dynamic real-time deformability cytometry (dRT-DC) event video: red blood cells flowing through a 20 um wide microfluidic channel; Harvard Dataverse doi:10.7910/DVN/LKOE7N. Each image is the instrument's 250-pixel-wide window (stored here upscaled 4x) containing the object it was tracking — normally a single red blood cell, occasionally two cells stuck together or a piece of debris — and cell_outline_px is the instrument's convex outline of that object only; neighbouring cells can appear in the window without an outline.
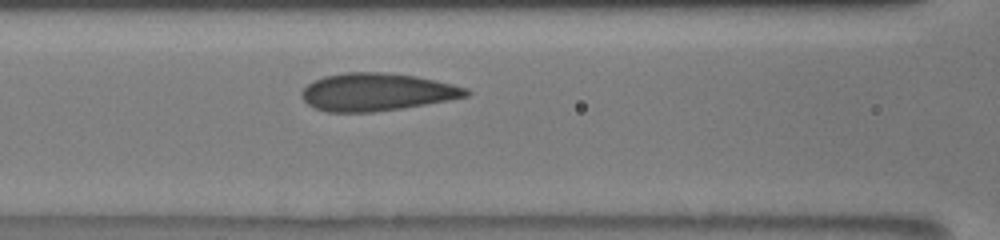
{"species": "human", "species_latin": "Homo sapiens", "temperature_condition": "room temperature", "stored_images_in_passage": 6, "camera_frame_rate_fps": 3000, "um_per_image_px": 0.085, "donor": {"sex": "male"}, "frame": {"image": 1, "passage_image": 6, "time_ms": 1.667, "image_size_px": [1000, 240], "cell_outline_px": [[472, 92], [468, 96], [448, 100], [400, 108], [372, 112], [328, 112], [316, 108], [308, 104], [300, 96], [300, 92], [308, 84], [324, 76], [344, 72], [384, 72], [416, 76], [452, 84], [468, 88]], "centroid_in_image_um": [32.02, 7.81], "position_along_channel_um": 134.6, "area_um2": 35.95}}